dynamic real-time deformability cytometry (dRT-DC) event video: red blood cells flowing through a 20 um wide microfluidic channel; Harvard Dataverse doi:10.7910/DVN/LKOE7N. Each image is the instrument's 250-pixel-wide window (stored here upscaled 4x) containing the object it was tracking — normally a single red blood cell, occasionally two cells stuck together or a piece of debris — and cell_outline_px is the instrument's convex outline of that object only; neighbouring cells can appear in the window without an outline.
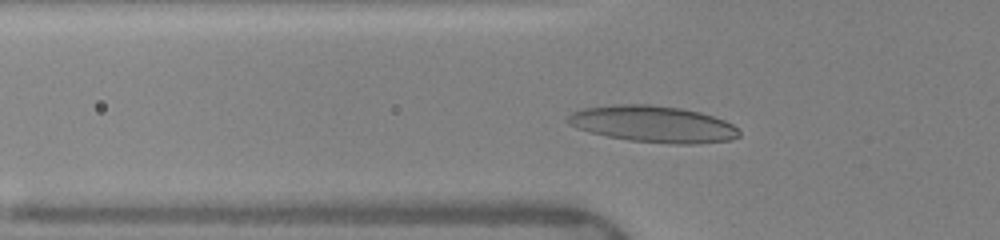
{"species": "human", "species_latin": "Homo sapiens", "temperature_condition": "warm", "stored_images_in_passage": 39, "camera_frame_rate_fps": 3000, "um_per_image_px": 0.085, "donor": {"sex": "female"}, "frame": {"image": 1, "passage_image": 12, "time_ms": 3.667, "image_size_px": [1000, 240], "cell_outline_px": [[740, 136], [732, 140], [696, 144], [676, 144], [628, 140], [588, 132], [576, 128], [568, 124], [564, 120], [572, 112], [584, 108], [616, 104], [648, 104], [680, 108], [700, 112], [724, 120], [732, 124], [740, 132]], "centroid_in_image_um": [55.49, 10.55], "position_along_channel_um": 70.3, "area_um2": 36.59}}
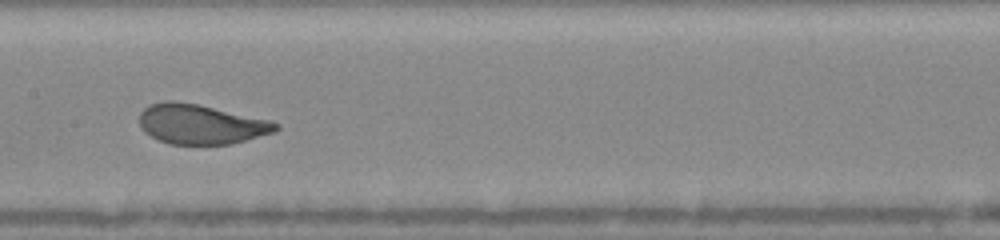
{"frame": {"image": 2, "passage_image": 21, "time_ms": 6.667, "image_size_px": [1000, 240], "cell_outline_px": [[280, 128], [276, 132], [232, 144], [168, 144], [144, 132], [140, 124], [140, 112], [144, 108], [152, 104], [164, 100], [172, 100], [196, 104], [272, 120], [280, 124]], "centroid_in_image_um": [17.12, 10.56], "position_along_channel_um": 190.3, "area_um2": 31.67}}
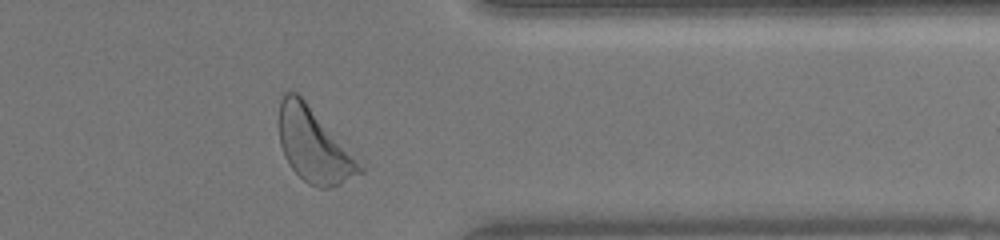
{"frame": {"image": 3, "passage_image": 36, "time_ms": 11.667, "image_size_px": [1000, 240], "cell_outline_px": [[364, 172], [340, 184], [328, 188], [320, 188], [308, 184], [288, 164], [284, 156], [280, 144], [280, 100], [284, 92], [296, 92], [304, 100], [364, 164]], "centroid_in_image_um": [26.71, 12.39], "position_along_channel_um": 384.7, "area_um2": 34.56}, "authors_computed_cell_mechanics": {"area_um2": 31.8478, "velocity_mm_per_s": 4.0091, "shape_relaxation_time_tau1_ms": 2.0723, "shape_relaxation_time_tau2_ms": null, "deformation_change_tau1": 0.1314, "deformation_change_tau2": null}}